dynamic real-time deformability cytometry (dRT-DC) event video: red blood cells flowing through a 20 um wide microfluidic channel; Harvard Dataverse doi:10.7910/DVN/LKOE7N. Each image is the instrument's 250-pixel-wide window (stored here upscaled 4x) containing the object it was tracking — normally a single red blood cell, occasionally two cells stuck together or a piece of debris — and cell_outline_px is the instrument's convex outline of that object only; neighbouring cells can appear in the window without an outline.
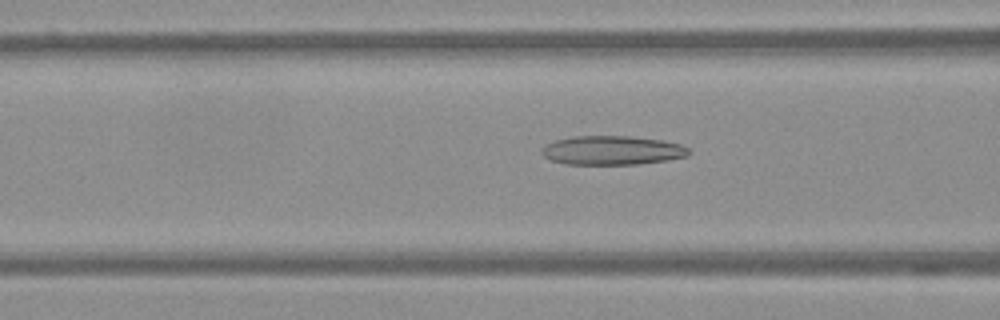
{"species": "Egyptian fruit bat (a non-hibernating species)", "species_latin": "Rousettus aegyptiacus", "temperature_condition": "warm", "stored_images_in_passage": 36, "camera_frame_rate_fps": 3000, "um_per_image_px": 0.085, "frame": {"image": 1, "passage_image": 8, "time_ms": 2.333, "image_size_px": [1000, 320], "cell_outline_px": [[692, 152], [688, 156], [668, 160], [636, 164], [564, 164], [552, 160], [544, 156], [540, 152], [548, 144], [556, 140], [572, 136], [628, 136], [664, 140], [680, 144], [688, 148]], "centroid_in_image_um": [52.08, 12.78], "position_along_channel_um": 114.5, "area_um2": 24.85}}
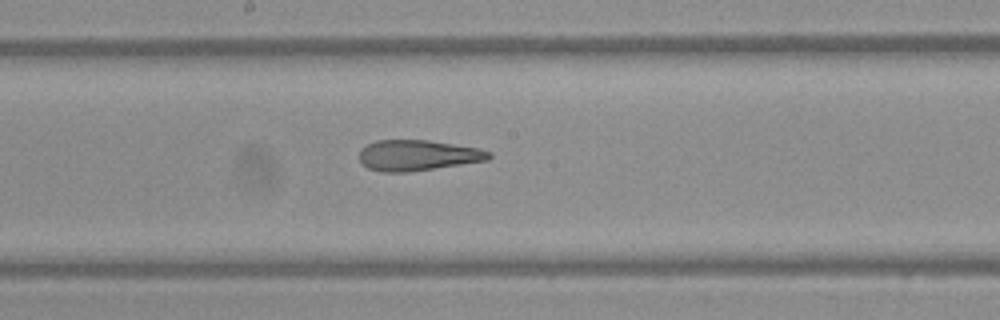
{"frame": {"image": 2, "passage_image": 16, "time_ms": 5.0, "image_size_px": [1000, 320], "cell_outline_px": [[492, 156], [488, 160], [404, 172], [384, 172], [368, 168], [360, 160], [360, 148], [376, 140], [428, 140], [480, 148], [492, 152]], "centroid_in_image_um": [35.51, 13.18], "position_along_channel_um": 212.7, "area_um2": 22.95}}
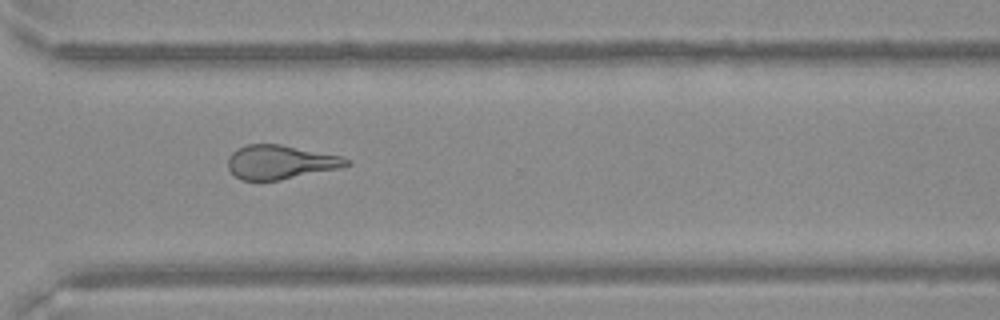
{"frame": {"image": 3, "passage_image": 27, "time_ms": 8.667, "image_size_px": [1000, 320], "cell_outline_px": [[352, 164], [344, 168], [280, 180], [240, 180], [228, 168], [228, 156], [236, 148], [248, 144], [280, 144], [340, 156], [352, 160]], "centroid_in_image_um": [23.87, 13.78], "position_along_channel_um": 346.7, "area_um2": 23.7}}